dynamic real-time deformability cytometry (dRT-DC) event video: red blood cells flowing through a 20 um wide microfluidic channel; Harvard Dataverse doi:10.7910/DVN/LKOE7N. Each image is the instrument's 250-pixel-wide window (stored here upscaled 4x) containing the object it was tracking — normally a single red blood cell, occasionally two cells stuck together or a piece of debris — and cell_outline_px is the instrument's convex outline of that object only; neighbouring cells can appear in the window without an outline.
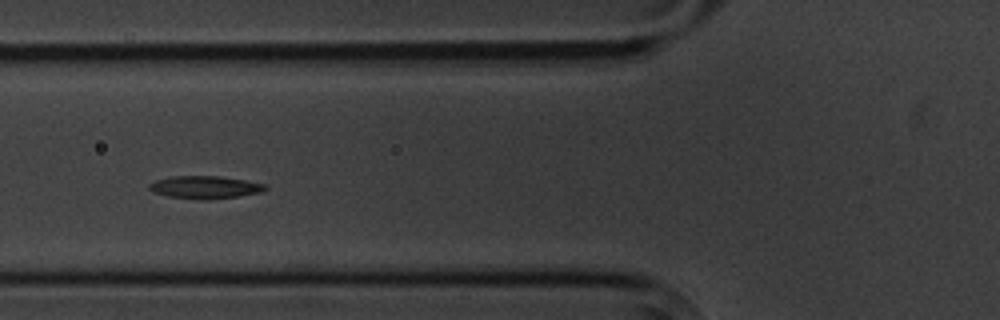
{"species": "common noctule bat (a hibernating species)", "species_latin": "Nyctalus noctula", "temperature_condition": "cold", "stored_images_in_passage": 10, "camera_frame_rate_fps": 3000, "um_per_image_px": 0.085, "animal": {"sex": "male", "body_mass_g": 20.1, "forearm_length_mm": 53.5}, "frame": {"image": 1, "passage_image": 5, "time_ms": 4.333, "image_size_px": [1000, 320], "cell_outline_px": [[268, 188], [260, 192], [236, 196], [208, 200], [204, 200], [168, 196], [152, 192], [148, 188], [148, 184], [156, 180], [172, 176], [220, 176], [244, 180], [264, 184]], "centroid_in_image_um": [17.37, 15.91], "position_along_channel_um": 108.4, "area_um2": 15.2}}
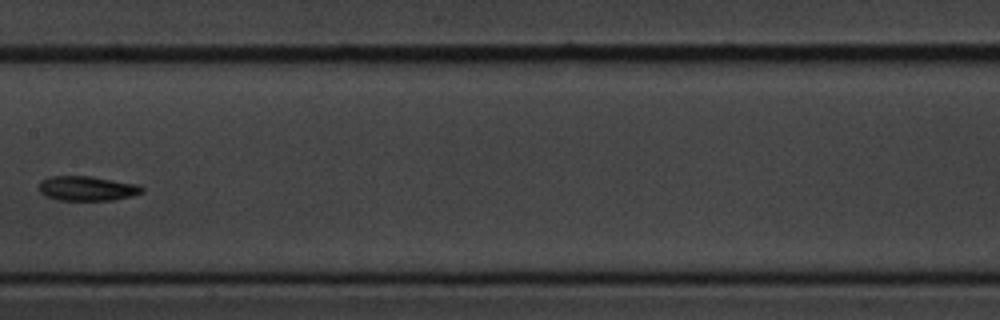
{"frame": {"image": 2, "passage_image": 7, "time_ms": 7.0, "image_size_px": [1000, 320], "cell_outline_px": [[144, 192], [112, 200], [60, 200], [44, 196], [40, 192], [40, 180], [48, 176], [92, 176], [136, 184], [144, 188]], "centroid_in_image_um": [7.36, 16.01], "position_along_channel_um": 200.0, "area_um2": 14.74}}
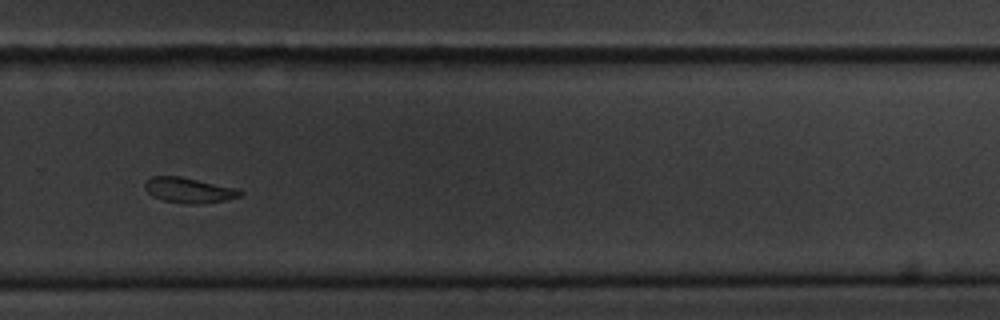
{"frame": {"image": 3, "passage_image": 10, "time_ms": 10.333, "image_size_px": [1000, 320], "cell_outline_px": [[244, 192], [240, 196], [224, 200], [196, 204], [184, 204], [164, 200], [152, 196], [144, 188], [144, 184], [152, 176], [180, 176], [236, 188]], "centroid_in_image_um": [16.03, 16.17], "position_along_channel_um": 313.8, "area_um2": 13.87}}